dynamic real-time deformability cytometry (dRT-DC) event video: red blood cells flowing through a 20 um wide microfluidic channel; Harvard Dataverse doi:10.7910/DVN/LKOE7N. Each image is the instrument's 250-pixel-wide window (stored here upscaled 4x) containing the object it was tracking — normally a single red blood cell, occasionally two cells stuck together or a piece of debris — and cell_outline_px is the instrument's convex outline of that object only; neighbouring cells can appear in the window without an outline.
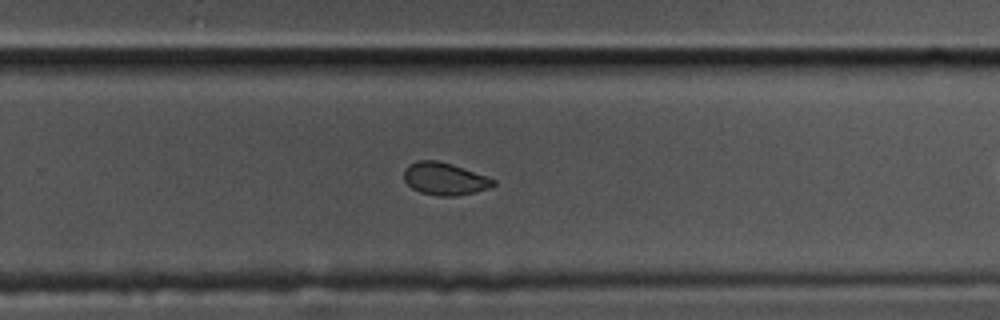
{"species": "common noctule bat (a hibernating species)", "species_latin": "Nyctalus noctula", "temperature_condition": "cold", "stored_images_in_passage": 34, "camera_frame_rate_fps": 3000, "um_per_image_px": 0.085, "animal": {"sex": "male", "body_mass_g": 17.5, "forearm_length_mm": 52.3}, "frame": {"image": 1, "passage_image": 25, "time_ms": 8.0, "image_size_px": [1000, 320], "cell_outline_px": [[496, 184], [488, 188], [456, 196], [440, 196], [420, 192], [412, 188], [404, 180], [404, 168], [408, 164], [416, 160], [436, 160], [452, 164], [496, 180]], "centroid_in_image_um": [37.75, 15.19], "position_along_channel_um": 292.1, "area_um2": 16.76}}